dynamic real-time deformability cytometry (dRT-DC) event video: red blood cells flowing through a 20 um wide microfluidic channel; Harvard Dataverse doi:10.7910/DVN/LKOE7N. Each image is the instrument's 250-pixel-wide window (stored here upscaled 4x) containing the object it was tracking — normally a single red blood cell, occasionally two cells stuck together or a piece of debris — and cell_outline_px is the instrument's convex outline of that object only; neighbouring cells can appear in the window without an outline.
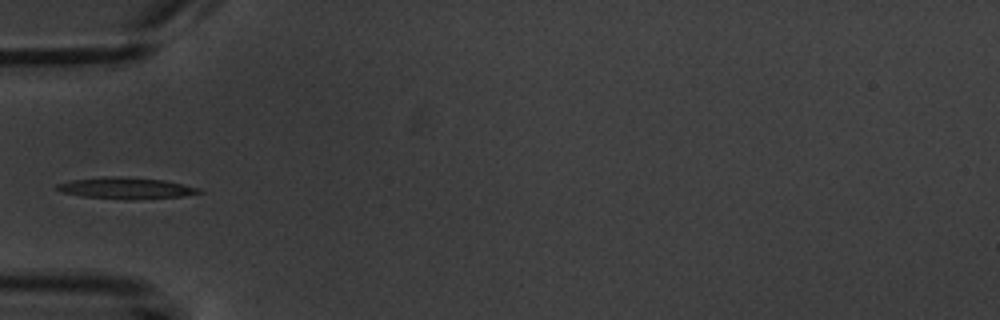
{"species": "common noctule bat (a hibernating species)", "species_latin": "Nyctalus noctula", "temperature_condition": "warm", "stored_images_in_passage": 5, "camera_frame_rate_fps": 3000, "um_per_image_px": 0.085, "animal": {"sex": "male", "body_mass_g": 20.1, "forearm_length_mm": 53.5}, "frame": {"image": 1, "passage_image": 5, "time_ms": 4.667, "image_size_px": [1000, 320], "cell_outline_px": [[204, 192], [180, 196], [124, 200], [80, 196], [60, 192], [56, 188], [56, 184], [72, 180], [104, 176], [120, 176], [164, 180], [200, 188]], "centroid_in_image_um": [10.65, 15.99], "position_along_channel_um": 74.3, "area_um2": 17.74}}